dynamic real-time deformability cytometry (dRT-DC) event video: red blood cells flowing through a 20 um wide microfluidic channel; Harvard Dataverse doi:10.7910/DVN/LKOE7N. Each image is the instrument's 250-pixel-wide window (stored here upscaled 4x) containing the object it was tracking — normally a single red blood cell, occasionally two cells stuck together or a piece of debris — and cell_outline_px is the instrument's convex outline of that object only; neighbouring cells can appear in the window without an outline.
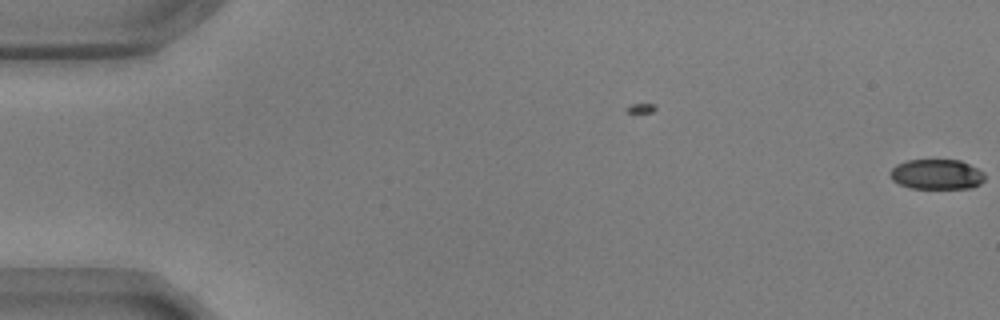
{"species": "common noctule bat (a hibernating species)", "species_latin": "Nyctalus noctula", "temperature_condition": "warm", "stored_images_in_passage": 5, "camera_frame_rate_fps": 3000, "um_per_image_px": 0.085, "animal": {"sex": "male", "body_mass_g": 17.9, "forearm_length_mm": 54.2}, "frame": {"image": 1, "passage_image": 5, "time_ms": 1.333, "image_size_px": [1000, 320], "cell_outline_px": [[984, 180], [980, 184], [972, 188], [912, 188], [900, 184], [892, 180], [888, 172], [896, 164], [908, 160], [960, 160], [984, 172]], "centroid_in_image_um": [79.6, 14.82], "position_along_channel_um": 5.4, "area_um2": 16.59}}